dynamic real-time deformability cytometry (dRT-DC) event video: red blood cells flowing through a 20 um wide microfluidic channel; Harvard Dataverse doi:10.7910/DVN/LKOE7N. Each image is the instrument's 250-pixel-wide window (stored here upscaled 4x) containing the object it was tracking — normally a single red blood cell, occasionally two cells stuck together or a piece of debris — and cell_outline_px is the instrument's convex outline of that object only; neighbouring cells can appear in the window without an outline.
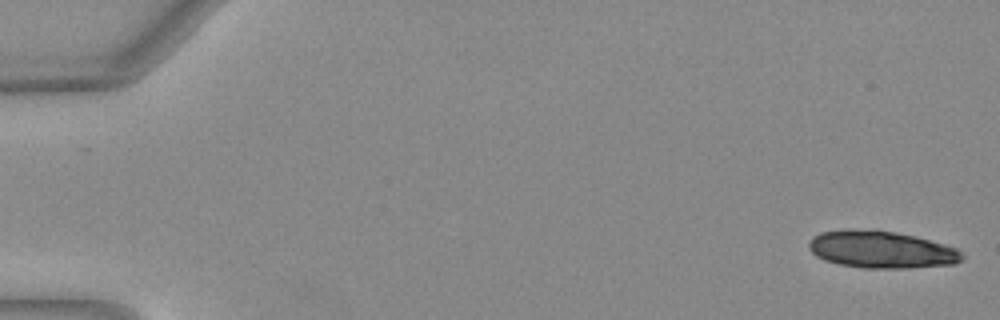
{"species": "Egyptian fruit bat (a non-hibernating species)", "species_latin": "Rousettus aegyptiacus", "temperature_condition": "warm", "stored_images_in_passage": 21, "camera_frame_rate_fps": 3000, "um_per_image_px": 0.085, "animal": {"sex": "female"}, "frame": {"image": 1, "passage_image": 1, "time_ms": 0.0, "image_size_px": [1000, 320], "cell_outline_px": [[964, 260], [952, 264], [908, 268], [864, 268], [840, 264], [824, 260], [816, 256], [808, 248], [808, 240], [812, 236], [820, 232], [896, 232], [944, 244], [956, 248], [964, 256]], "centroid_in_image_um": [74.93, 21.26], "position_along_channel_um": 10.1, "area_um2": 32.14}}